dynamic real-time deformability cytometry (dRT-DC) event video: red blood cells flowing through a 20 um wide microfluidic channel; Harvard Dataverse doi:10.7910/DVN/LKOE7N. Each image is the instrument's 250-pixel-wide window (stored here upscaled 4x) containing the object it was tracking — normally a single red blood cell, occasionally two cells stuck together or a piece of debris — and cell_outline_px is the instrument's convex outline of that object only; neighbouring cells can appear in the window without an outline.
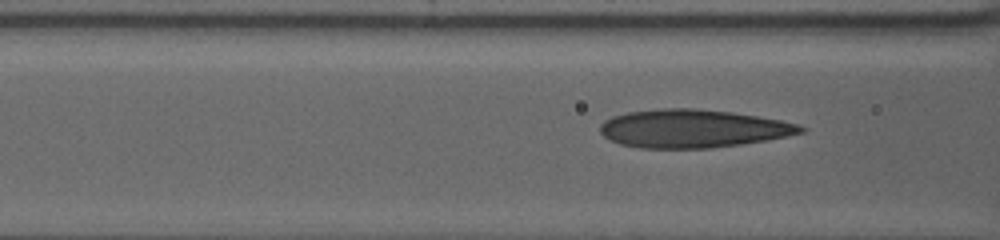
{"species": "human", "species_latin": "Homo sapiens", "temperature_condition": "warm", "stored_images_in_passage": 11, "camera_frame_rate_fps": 3000, "um_per_image_px": 0.085, "donor": {"sex": "female"}, "frame": {"image": 1, "passage_image": 7, "time_ms": 2.0, "image_size_px": [1000, 240], "cell_outline_px": [[808, 128], [804, 132], [768, 140], [712, 148], [640, 148], [620, 144], [604, 136], [600, 132], [600, 124], [604, 120], [612, 116], [628, 112], [656, 108], [692, 108], [732, 112], [780, 120], [800, 124]], "centroid_in_image_um": [58.89, 10.92], "position_along_channel_um": 107.7, "area_um2": 44.74}}